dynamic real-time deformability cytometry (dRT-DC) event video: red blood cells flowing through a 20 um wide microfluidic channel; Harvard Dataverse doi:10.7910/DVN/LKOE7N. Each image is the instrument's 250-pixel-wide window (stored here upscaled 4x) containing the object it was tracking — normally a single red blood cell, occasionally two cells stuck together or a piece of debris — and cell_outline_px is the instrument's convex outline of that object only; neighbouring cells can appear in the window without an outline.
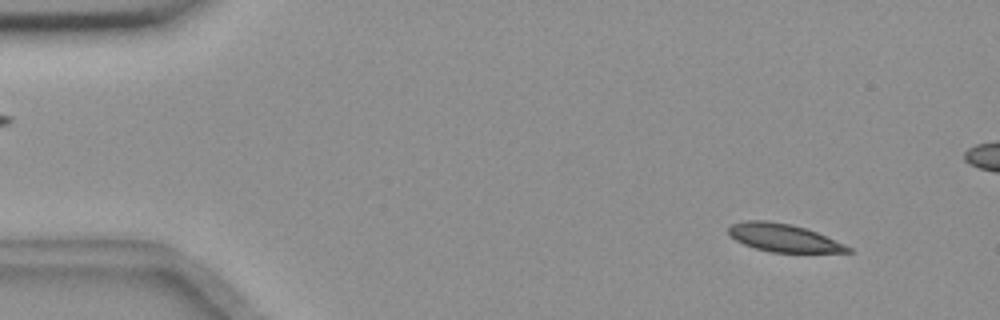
{"species": "common noctule bat (a hibernating species)", "species_latin": "Nyctalus noctula", "temperature_condition": "room temperature", "stored_images_in_passage": 56, "camera_frame_rate_fps": 3000, "um_per_image_px": 0.085, "animal": {"sex": "female", "body_mass_g": 18.4}, "frame": {"image": 1, "passage_image": 5, "time_ms": 1.333, "image_size_px": [1000, 320], "cell_outline_px": [[852, 252], [768, 252], [744, 244], [736, 240], [728, 232], [728, 228], [732, 224], [744, 220], [768, 220], [792, 224], [816, 232], [844, 244], [852, 248]], "centroid_in_image_um": [66.58, 20.2], "position_along_channel_um": 18.4, "area_um2": 19.25}}
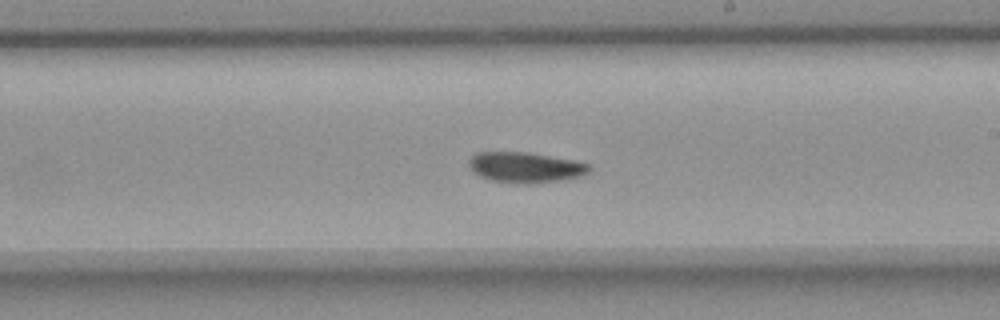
{"frame": {"image": 2, "passage_image": 32, "time_ms": 10.333, "image_size_px": [1000, 320], "cell_outline_px": [[592, 168], [588, 172], [580, 176], [560, 180], [528, 184], [516, 184], [492, 180], [480, 176], [472, 172], [468, 164], [468, 160], [476, 152], [524, 152], [576, 160], [588, 164]], "centroid_in_image_um": [44.63, 14.23], "position_along_channel_um": 244.4, "area_um2": 21.44}}
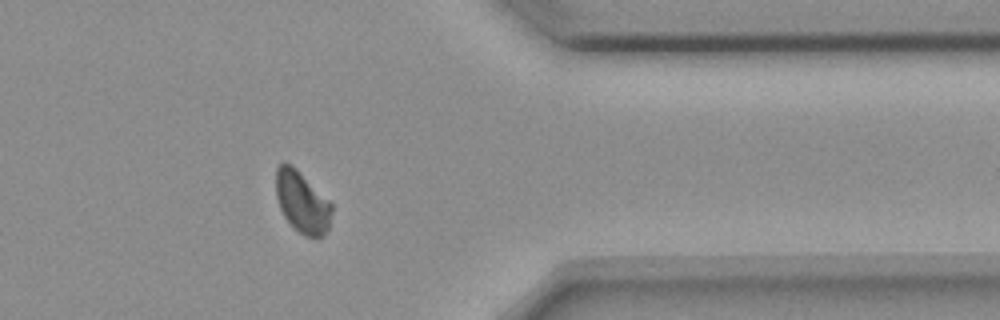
{"frame": {"image": 3, "passage_image": 45, "time_ms": 14.667, "image_size_px": [1000, 320], "cell_outline_px": [[332, 212], [328, 228], [320, 236], [304, 236], [284, 216], [280, 208], [276, 196], [276, 168], [284, 160], [292, 164], [332, 204]], "centroid_in_image_um": [25.65, 17.12], "position_along_channel_um": 385.7, "area_um2": 19.65}, "authors_computed_cell_mechanics": {"area_um2": 20.5479, "velocity_mm_per_s": 3.6015, "shape_relaxation_time_tau1_ms": 5.2855, "shape_relaxation_time_tau2_ms": 8.9983, "deformation_change_tau1": 0.1272, "deformation_change_tau2": 0.1134}}